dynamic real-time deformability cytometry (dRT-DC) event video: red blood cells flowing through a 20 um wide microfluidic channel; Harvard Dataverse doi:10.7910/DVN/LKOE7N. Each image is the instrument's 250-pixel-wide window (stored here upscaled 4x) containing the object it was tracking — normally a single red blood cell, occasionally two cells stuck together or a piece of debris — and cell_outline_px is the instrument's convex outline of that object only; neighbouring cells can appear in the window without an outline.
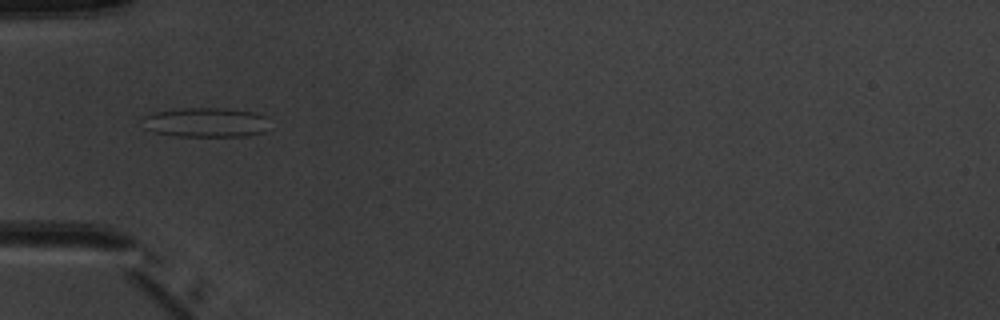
{"species": "common noctule bat (a hibernating species)", "species_latin": "Nyctalus noctula", "temperature_condition": "warm", "stored_images_in_passage": 5, "camera_frame_rate_fps": 3000, "um_per_image_px": 0.085, "animal": {"sex": "male", "body_mass_g": 20.1, "forearm_length_mm": 53.5}, "frame": {"image": 1, "passage_image": 5, "time_ms": 5.667, "image_size_px": [1000, 320], "cell_outline_px": [[268, 116], [264, 132], [244, 136], [176, 136], [152, 132], [144, 128], [144, 116], [152, 112], [184, 108], [224, 108], [256, 112]], "centroid_in_image_um": [17.48, 10.4], "position_along_channel_um": 67.5, "area_um2": 21.96}}